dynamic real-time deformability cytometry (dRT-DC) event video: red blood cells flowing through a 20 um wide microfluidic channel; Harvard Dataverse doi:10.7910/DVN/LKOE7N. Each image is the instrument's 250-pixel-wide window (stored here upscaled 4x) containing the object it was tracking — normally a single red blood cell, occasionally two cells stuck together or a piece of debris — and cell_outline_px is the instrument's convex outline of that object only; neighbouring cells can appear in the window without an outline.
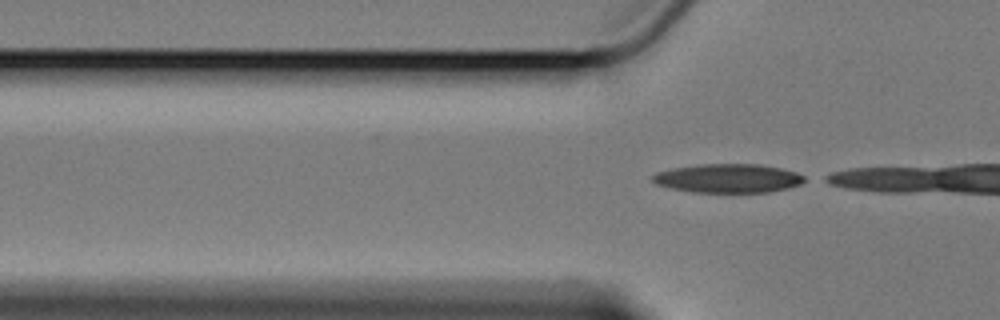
{"species": "Egyptian fruit bat (a non-hibernating species)", "species_latin": "Rousettus aegyptiacus", "temperature_condition": "cold", "stored_images_in_passage": 2, "camera_frame_rate_fps": 3000, "um_per_image_px": 0.085, "animal": {"sex": "female"}, "frame": {"image": 1, "passage_image": 2, "time_ms": 0.333, "image_size_px": [1000, 320], "cell_outline_px": [[808, 180], [800, 184], [788, 188], [768, 192], [692, 192], [672, 188], [656, 184], [652, 180], [652, 176], [656, 172], [672, 168], [700, 164], [760, 164], [780, 168], [796, 172], [804, 176]], "centroid_in_image_um": [61.9, 15.15], "position_along_channel_um": 63.9, "area_um2": 25.55}}